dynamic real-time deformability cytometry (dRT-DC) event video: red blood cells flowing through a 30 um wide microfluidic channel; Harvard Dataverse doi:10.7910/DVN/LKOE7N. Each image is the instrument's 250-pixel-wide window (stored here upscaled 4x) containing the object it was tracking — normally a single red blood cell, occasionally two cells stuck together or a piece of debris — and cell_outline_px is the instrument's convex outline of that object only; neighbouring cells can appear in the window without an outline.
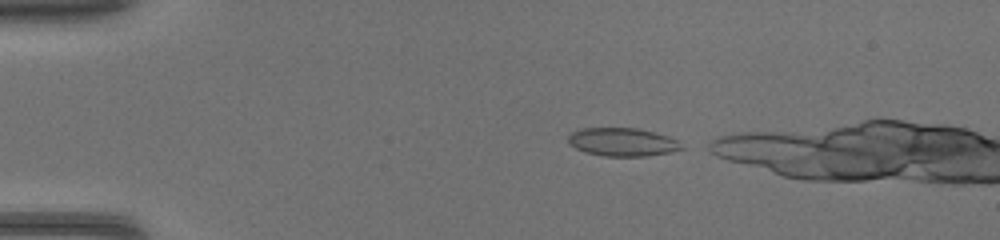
{"species": "common noctule bat (a hibernating species)", "species_latin": "Nyctalus noctula", "temperature_condition": "warm", "stored_images_in_passage": 15, "camera_frame_rate_fps": 3000, "um_per_image_px": 0.085, "animal": {"sex": "female", "body_mass_g": 17.0, "forearm_length_mm": 48.0}, "frame": {"image": 1, "passage_image": 1, "time_ms": 0.0, "image_size_px": [1000, 240], "cell_outline_px": [[684, 148], [672, 152], [648, 156], [604, 156], [584, 152], [568, 144], [568, 136], [572, 132], [580, 128], [636, 128], [656, 132], [668, 136], [676, 140]], "centroid_in_image_um": [52.89, 12.07], "position_along_channel_um": 32.1, "area_um2": 18.79}}
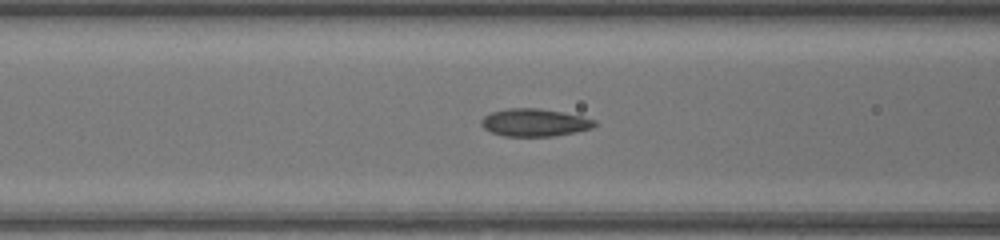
{"frame": {"image": 2, "passage_image": 11, "time_ms": 3.333, "image_size_px": [1000, 240], "cell_outline_px": [[596, 124], [592, 128], [576, 132], [552, 136], [504, 136], [492, 132], [484, 128], [480, 124], [480, 120], [484, 116], [492, 112], [508, 108], [536, 108], [560, 112], [580, 116], [596, 120]], "centroid_in_image_um": [45.42, 10.42], "position_along_channel_um": 121.2, "area_um2": 18.09}}
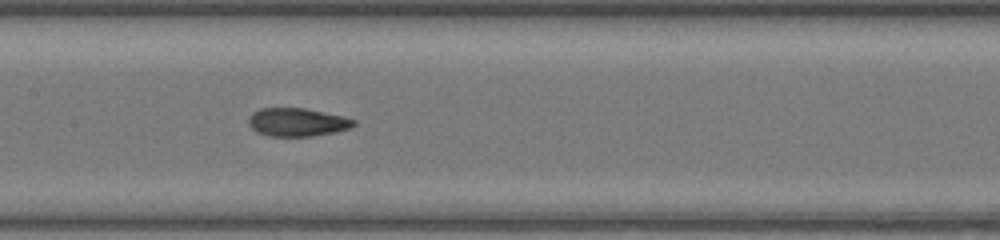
{"frame": {"image": 3, "passage_image": 15, "time_ms": 4.667, "image_size_px": [1000, 240], "cell_outline_px": [[356, 124], [352, 128], [336, 132], [312, 136], [268, 136], [256, 132], [248, 124], [248, 116], [252, 112], [260, 108], [304, 108], [344, 116], [356, 120]], "centroid_in_image_um": [25.27, 10.38], "position_along_channel_um": 182.1, "area_um2": 17.57}}